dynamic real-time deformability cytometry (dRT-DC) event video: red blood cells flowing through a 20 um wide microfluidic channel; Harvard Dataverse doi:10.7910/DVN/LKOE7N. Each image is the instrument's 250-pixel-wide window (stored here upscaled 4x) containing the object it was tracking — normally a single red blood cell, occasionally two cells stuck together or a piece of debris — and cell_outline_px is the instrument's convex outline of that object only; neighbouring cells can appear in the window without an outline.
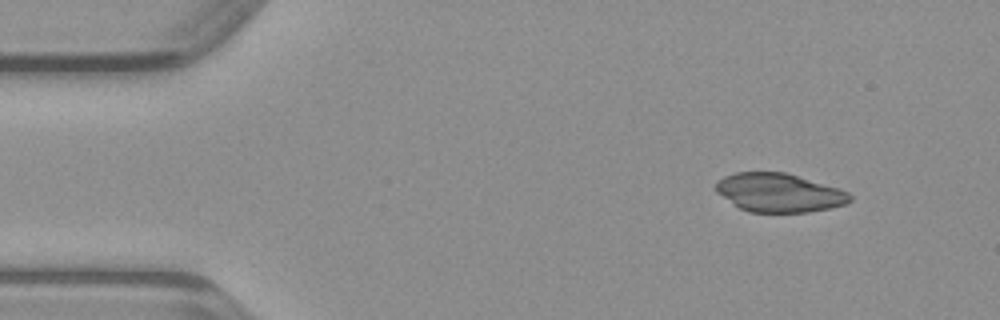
{"species": "common noctule bat (a hibernating species)", "species_latin": "Nyctalus noctula", "temperature_condition": "warm", "stored_images_in_passage": 43, "camera_frame_rate_fps": 3000, "um_per_image_px": 0.085, "animal": {"sex": "male", "body_mass_g": 23.1, "forearm_length_mm": 52.7}, "frame": {"image": 1, "passage_image": 1, "time_ms": 0.0, "image_size_px": [1000, 320], "cell_outline_px": [[852, 200], [844, 204], [828, 208], [808, 212], [748, 212], [740, 208], [716, 192], [716, 180], [724, 176], [736, 172], [784, 172], [840, 188], [848, 192], [852, 196]], "centroid_in_image_um": [66.21, 16.37], "position_along_channel_um": 18.8, "area_um2": 30.11}}